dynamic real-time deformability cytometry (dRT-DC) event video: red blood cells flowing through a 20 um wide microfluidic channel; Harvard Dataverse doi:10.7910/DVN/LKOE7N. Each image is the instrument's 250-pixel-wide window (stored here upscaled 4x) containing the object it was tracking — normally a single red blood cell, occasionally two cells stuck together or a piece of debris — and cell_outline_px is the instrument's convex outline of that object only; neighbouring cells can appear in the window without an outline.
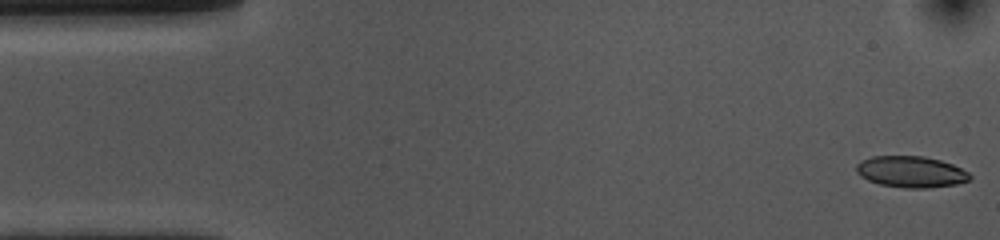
{"species": "common noctule bat (a hibernating species)", "species_latin": "Nyctalus noctula", "temperature_condition": "cold", "stored_images_in_passage": 53, "camera_frame_rate_fps": 3000, "um_per_image_px": 0.085, "animal": {"sex": "female", "body_mass_g": 10.0, "forearm_length_mm": 53.1}, "frame": {"image": 1, "passage_image": 1, "time_ms": 0.0, "image_size_px": [1000, 240], "cell_outline_px": [[972, 176], [968, 180], [956, 184], [928, 188], [904, 188], [880, 184], [868, 180], [860, 176], [856, 172], [856, 164], [860, 160], [872, 156], [924, 156], [940, 160], [952, 164], [968, 172]], "centroid_in_image_um": [77.4, 14.6], "position_along_channel_um": 7.6, "area_um2": 20.75}}
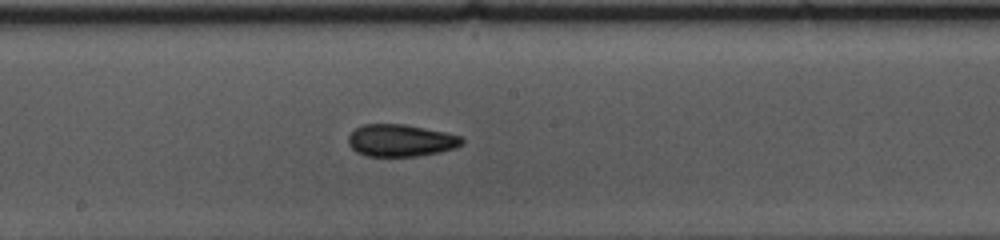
{"frame": {"image": 2, "passage_image": 27, "time_ms": 8.667, "image_size_px": [1000, 240], "cell_outline_px": [[464, 144], [456, 148], [440, 152], [416, 156], [368, 156], [356, 152], [348, 144], [348, 136], [356, 128], [364, 124], [404, 124], [464, 136]], "centroid_in_image_um": [34.09, 11.94], "position_along_channel_um": 214.1, "area_um2": 21.39}}
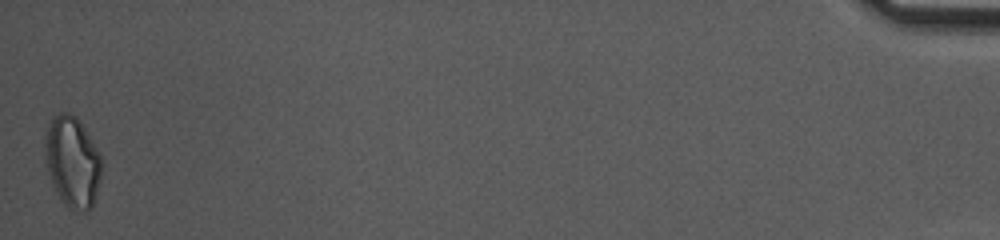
{"frame": {"image": 3, "passage_image": 53, "time_ms": 17.333, "image_size_px": [1000, 240], "cell_outline_px": [[100, 180], [92, 208], [88, 212], [84, 212], [68, 208], [60, 200], [48, 172], [44, 148], [44, 144], [48, 128], [52, 116], [60, 112], [68, 112], [76, 116], [100, 152]], "centroid_in_image_um": [6.15, 13.76], "position_along_channel_um": 429.0, "area_um2": 29.88}, "authors_computed_cell_mechanics": {"area_um2": 21.386, "velocity_mm_per_s": 3.6559, "shape_relaxation_time_tau1_ms": 6.7281, "shape_relaxation_time_tau2_ms": 3.1133, "deformation_change_tau1": 0.1378, "deformation_change_tau2": 0.088}}